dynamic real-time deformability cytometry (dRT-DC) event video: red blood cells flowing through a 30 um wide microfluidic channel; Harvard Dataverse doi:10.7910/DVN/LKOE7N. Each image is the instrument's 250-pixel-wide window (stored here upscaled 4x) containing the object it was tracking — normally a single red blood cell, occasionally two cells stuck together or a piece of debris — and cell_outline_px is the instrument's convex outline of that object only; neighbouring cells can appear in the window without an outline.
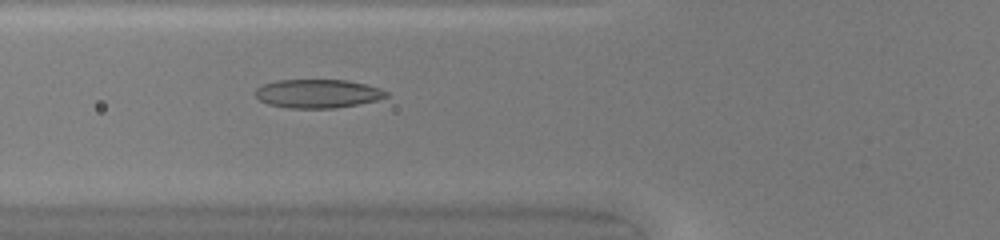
{"species": "common noctule bat (a hibernating species)", "species_latin": "Nyctalus noctula", "temperature_condition": "warm", "stored_images_in_passage": 49, "camera_frame_rate_fps": 3000, "um_per_image_px": 0.085, "animal": {"sex": "female", "body_mass_g": 20.0, "forearm_length_mm": 54.0}, "frame": {"image": 1, "passage_image": 19, "time_ms": 6.0, "image_size_px": [1000, 240], "cell_outline_px": [[388, 96], [376, 100], [336, 108], [288, 108], [268, 104], [260, 100], [256, 96], [256, 88], [264, 84], [276, 80], [348, 80], [380, 88], [388, 92]], "centroid_in_image_um": [27.0, 7.95], "position_along_channel_um": 98.8, "area_um2": 21.73}}
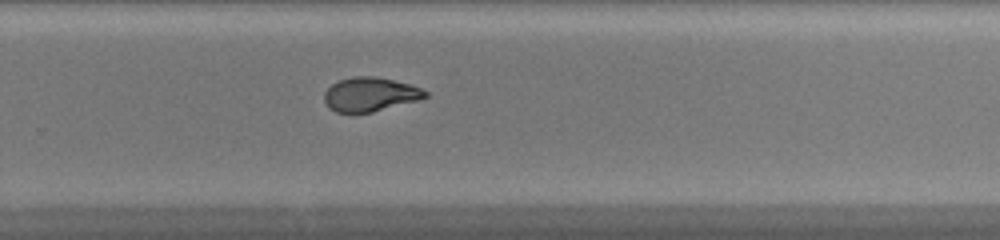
{"frame": {"image": 2, "passage_image": 33, "time_ms": 10.667, "image_size_px": [1000, 240], "cell_outline_px": [[428, 96], [416, 100], [372, 112], [336, 112], [328, 108], [324, 100], [324, 92], [332, 84], [340, 80], [352, 76], [376, 76], [408, 84], [420, 88], [428, 92]], "centroid_in_image_um": [31.42, 8.01], "position_along_channel_um": 298.4, "area_um2": 19.77}}
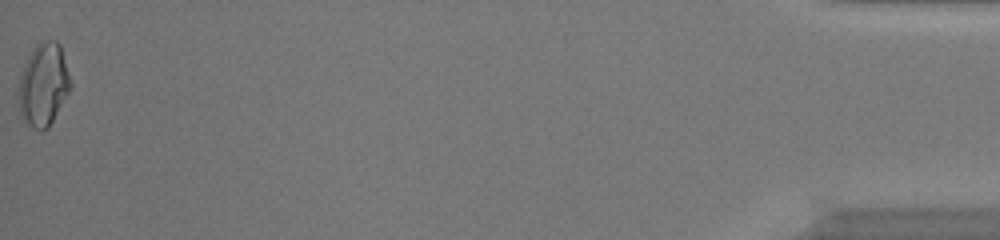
{"frame": {"image": 3, "passage_image": 49, "time_ms": 16.0, "image_size_px": [1000, 240], "cell_outline_px": [[72, 88], [48, 128], [40, 132], [32, 128], [20, 116], [16, 100], [20, 76], [24, 64], [32, 48], [40, 40], [56, 40], [60, 44], [72, 84]], "centroid_in_image_um": [3.67, 7.21], "position_along_channel_um": 431.5, "area_um2": 25.72}, "authors_computed_cell_mechanics": {"area_um2": 21.7328, "velocity_mm_per_s": 4.2729, "shape_relaxation_time_tau1_ms": 9.6828, "shape_relaxation_time_tau2_ms": 1.2603, "deformation_change_tau1": 0.325, "deformation_change_tau2": 0.0548}}